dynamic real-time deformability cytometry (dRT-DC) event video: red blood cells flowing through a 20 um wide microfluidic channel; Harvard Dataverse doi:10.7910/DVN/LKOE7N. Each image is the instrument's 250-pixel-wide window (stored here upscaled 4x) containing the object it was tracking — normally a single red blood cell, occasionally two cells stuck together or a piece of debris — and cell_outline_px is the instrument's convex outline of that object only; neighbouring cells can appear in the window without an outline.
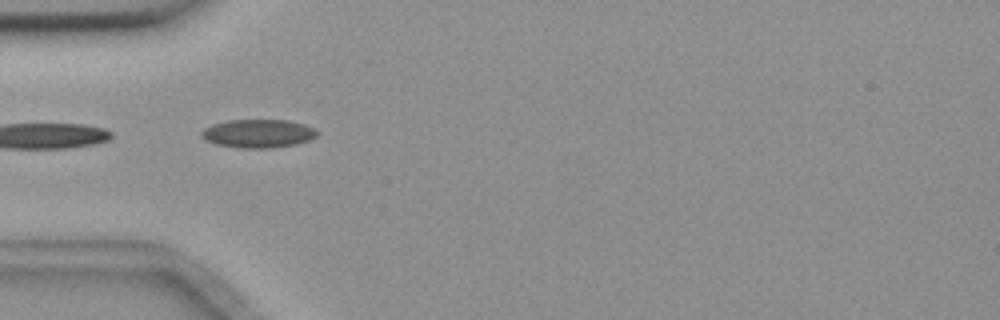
{"species": "common noctule bat (a hibernating species)", "species_latin": "Nyctalus noctula", "temperature_condition": "room temperature", "stored_images_in_passage": 4, "camera_frame_rate_fps": 3000, "um_per_image_px": 0.085, "animal": {"sex": "female", "body_mass_g": 18.4}, "frame": {"image": 1, "passage_image": 1, "time_ms": 0.0, "image_size_px": [1000, 320], "cell_outline_px": [[320, 132], [316, 136], [308, 140], [296, 144], [268, 148], [240, 148], [216, 144], [204, 140], [200, 136], [200, 132], [204, 128], [212, 124], [228, 120], [288, 120], [304, 124], [316, 128]], "centroid_in_image_um": [21.93, 11.34], "position_along_channel_um": 63.1, "area_um2": 19.31}}